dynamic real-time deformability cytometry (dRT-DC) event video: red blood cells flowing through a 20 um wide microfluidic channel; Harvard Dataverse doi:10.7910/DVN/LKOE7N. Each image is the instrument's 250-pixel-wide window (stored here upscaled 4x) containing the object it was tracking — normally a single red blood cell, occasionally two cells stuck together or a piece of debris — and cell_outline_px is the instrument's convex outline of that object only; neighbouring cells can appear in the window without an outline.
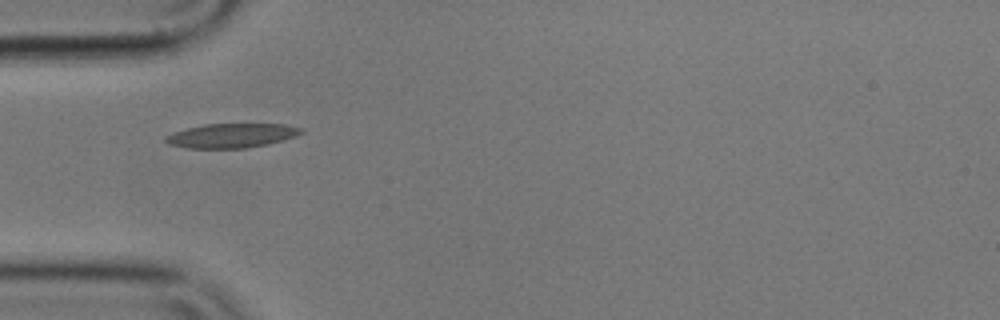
{"species": "common noctule bat (a hibernating species)", "species_latin": "Nyctalus noctula", "temperature_condition": "cold", "stored_images_in_passage": 31, "camera_frame_rate_fps": 3000, "um_per_image_px": 0.085, "animal": {"sex": "male", "body_mass_g": 17.9}, "frame": {"image": 1, "passage_image": 1, "time_ms": 0.0, "image_size_px": [1000, 320], "cell_outline_px": [[304, 132], [296, 136], [284, 140], [268, 144], [248, 148], [188, 148], [168, 144], [164, 140], [164, 136], [172, 132], [204, 124], [284, 124], [304, 128]], "centroid_in_image_um": [19.7, 11.52], "position_along_channel_um": 65.3, "area_um2": 19.36}}
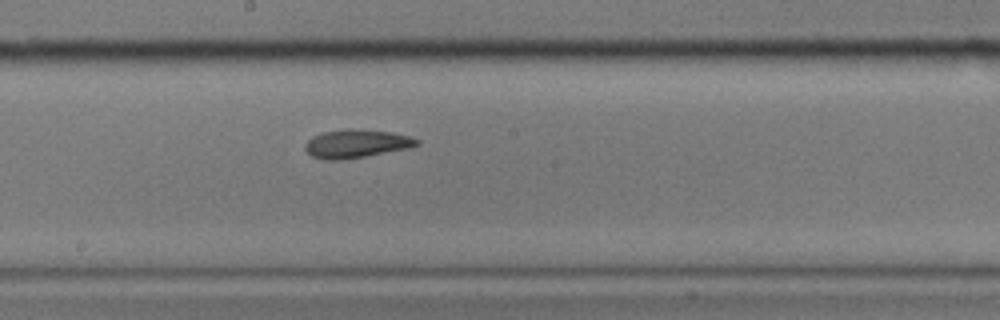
{"frame": {"image": 2, "passage_image": 14, "time_ms": 4.333, "image_size_px": [1000, 320], "cell_outline_px": [[420, 144], [408, 148], [364, 156], [340, 160], [324, 160], [312, 156], [304, 148], [304, 144], [312, 136], [324, 132], [348, 128], [352, 128], [392, 132], [408, 136], [420, 140]], "centroid_in_image_um": [30.27, 12.2], "position_along_channel_um": 217.9, "area_um2": 18.38}}
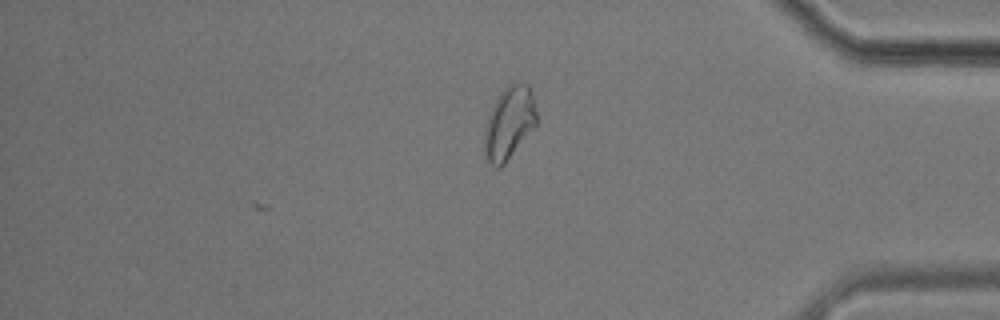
{"frame": {"image": 3, "passage_image": 31, "time_ms": 10.0, "image_size_px": [1000, 320], "cell_outline_px": [[536, 124], [504, 164], [500, 168], [496, 168], [484, 160], [484, 128], [492, 108], [500, 92], [512, 80], [528, 84], [532, 96], [536, 112]], "centroid_in_image_um": [43.24, 10.45], "position_along_channel_um": 392.0, "area_um2": 22.02}, "authors_computed_cell_mechanics": {"area_um2": 18.1492, "velocity_mm_per_s": 3.5242, "shape_relaxation_time_tau1_ms": 5.5102, "shape_relaxation_time_tau2_ms": 3.5629, "deformation_change_tau1": 0.1373, "deformation_change_tau2": 0.0877}}